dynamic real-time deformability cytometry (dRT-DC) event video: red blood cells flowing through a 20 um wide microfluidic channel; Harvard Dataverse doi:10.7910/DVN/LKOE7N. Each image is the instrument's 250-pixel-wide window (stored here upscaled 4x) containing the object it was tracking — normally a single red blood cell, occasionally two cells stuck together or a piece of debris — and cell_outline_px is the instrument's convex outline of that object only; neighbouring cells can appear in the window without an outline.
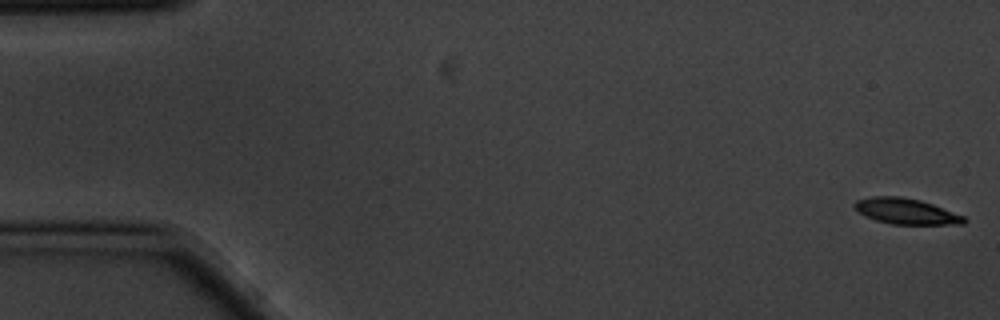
{"species": "common noctule bat (a hibernating species)", "species_latin": "Nyctalus noctula", "temperature_condition": "cold", "stored_images_in_passage": 5, "camera_frame_rate_fps": 3000, "um_per_image_px": 0.085, "animal": {"sex": "male", "body_mass_g": 20.1, "forearm_length_mm": 53.5}, "frame": {"image": 1, "passage_image": 1, "time_ms": 0.0, "image_size_px": [1000, 320], "cell_outline_px": [[968, 220], [964, 224], [892, 224], [876, 220], [860, 212], [852, 204], [856, 200], [872, 196], [900, 196], [920, 200], [932, 204], [964, 216]], "centroid_in_image_um": [77.03, 17.95], "position_along_channel_um": 8.0, "area_um2": 16.24}}
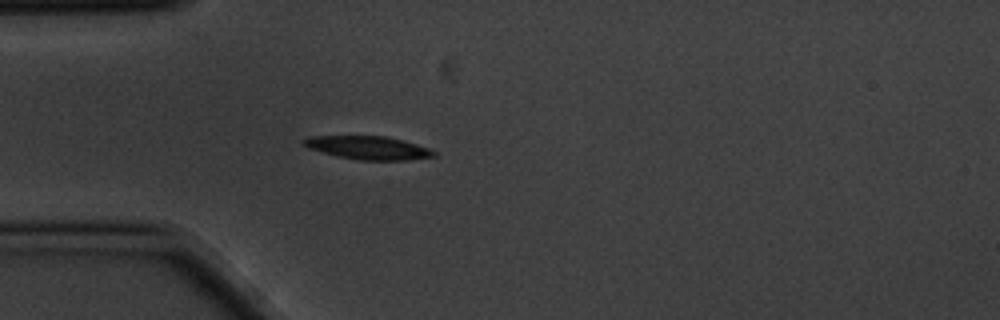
{"frame": {"image": 2, "passage_image": 5, "time_ms": 1.333, "image_size_px": [1000, 320], "cell_outline_px": [[436, 156], [408, 160], [356, 160], [336, 156], [308, 148], [300, 144], [300, 140], [308, 136], [384, 136], [416, 144], [428, 148], [436, 152]], "centroid_in_image_um": [31.22, 12.56], "position_along_channel_um": 53.8, "area_um2": 17.74}}